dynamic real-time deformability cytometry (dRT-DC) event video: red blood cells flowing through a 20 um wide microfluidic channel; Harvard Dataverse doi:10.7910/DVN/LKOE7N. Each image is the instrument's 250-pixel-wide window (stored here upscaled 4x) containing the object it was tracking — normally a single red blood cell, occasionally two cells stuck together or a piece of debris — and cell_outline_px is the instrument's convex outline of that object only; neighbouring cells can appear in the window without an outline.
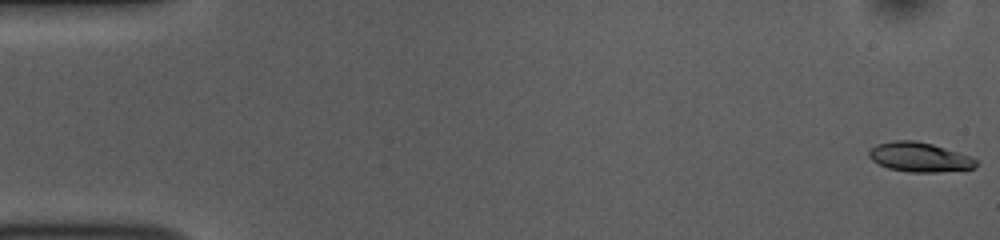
{"species": "common noctule bat (a hibernating species)", "species_latin": "Nyctalus noctula", "temperature_condition": "room temperature", "stored_images_in_passage": 53, "camera_frame_rate_fps": 3000, "um_per_image_px": 0.085, "animal": {"sex": "female", "body_mass_g": 10.0, "forearm_length_mm": 53.1}, "frame": {"image": 1, "passage_image": 1, "time_ms": 0.0, "image_size_px": [1000, 240], "cell_outline_px": [[976, 168], [936, 172], [908, 172], [888, 168], [872, 160], [868, 156], [868, 152], [876, 144], [892, 140], [916, 140], [932, 144], [968, 156], [976, 160]], "centroid_in_image_um": [78.1, 13.35], "position_along_channel_um": 6.9, "area_um2": 18.21}}
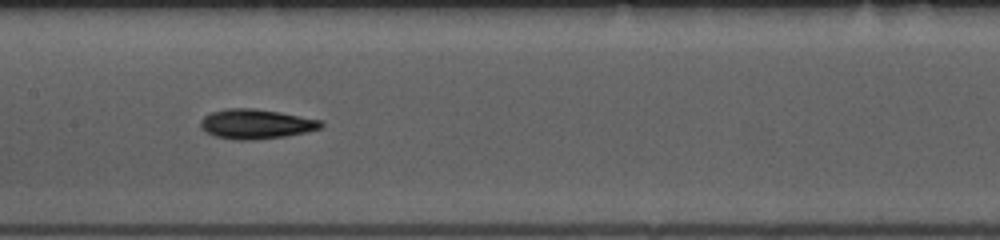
{"frame": {"image": 2, "passage_image": 26, "time_ms": 8.333, "image_size_px": [1000, 240], "cell_outline_px": [[324, 124], [320, 128], [308, 132], [284, 136], [256, 140], [236, 140], [216, 136], [200, 128], [200, 120], [204, 116], [212, 112], [224, 108], [252, 108], [280, 112], [320, 120]], "centroid_in_image_um": [21.75, 10.54], "position_along_channel_um": 185.7, "area_um2": 20.81}}
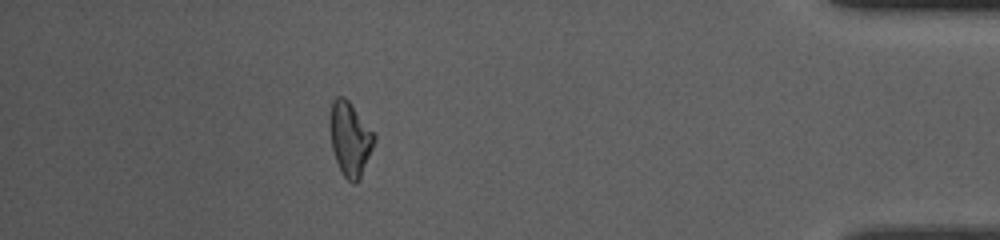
{"frame": {"image": 3, "passage_image": 47, "time_ms": 15.333, "image_size_px": [1000, 240], "cell_outline_px": [[376, 140], [360, 176], [352, 184], [344, 176], [336, 160], [332, 148], [328, 128], [328, 120], [332, 100], [336, 96], [344, 96], [348, 100], [376, 136]], "centroid_in_image_um": [29.71, 11.74], "position_along_channel_um": 405.5, "area_um2": 18.96}, "authors_computed_cell_mechanics": {"area_um2": 19.3052, "velocity_mm_per_s": 3.8223, "shape_relaxation_time_tau1_ms": 3.8491, "shape_relaxation_time_tau2_ms": 5.911, "deformation_change_tau1": 0.122, "deformation_change_tau2": 0.138}}